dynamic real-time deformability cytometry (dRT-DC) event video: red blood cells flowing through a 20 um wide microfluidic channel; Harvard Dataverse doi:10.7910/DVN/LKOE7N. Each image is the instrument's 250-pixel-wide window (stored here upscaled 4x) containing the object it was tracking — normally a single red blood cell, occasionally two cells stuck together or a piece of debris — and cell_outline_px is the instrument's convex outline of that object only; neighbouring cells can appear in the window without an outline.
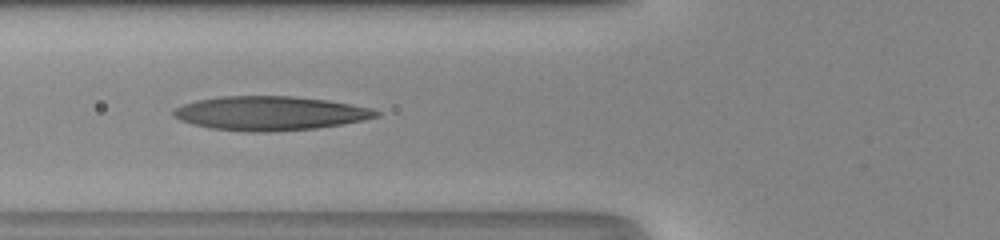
{"species": "human", "species_latin": "Homo sapiens", "temperature_condition": "room temperature", "stored_images_in_passage": 34, "camera_frame_rate_fps": 3000, "um_per_image_px": 0.085, "donor": {"sex": "male"}, "frame": {"image": 1, "passage_image": 6, "time_ms": 1.667, "image_size_px": [1000, 240], "cell_outline_px": [[380, 116], [364, 120], [316, 128], [268, 132], [248, 132], [212, 128], [192, 124], [176, 116], [172, 112], [176, 108], [184, 104], [200, 100], [220, 96], [292, 96], [328, 100], [372, 108], [380, 112]], "centroid_in_image_um": [23.01, 9.63], "position_along_channel_um": 102.8, "area_um2": 39.88}}
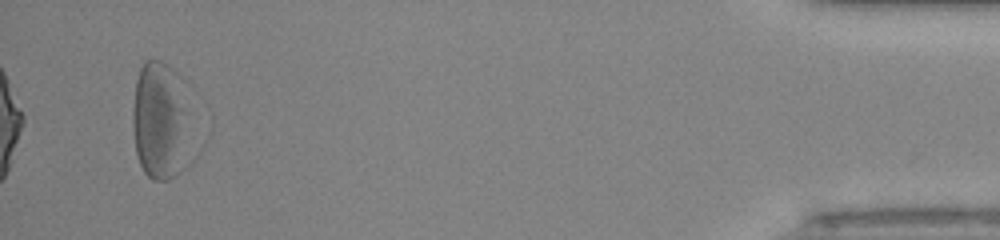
{"frame": {"image": 2, "passage_image": 34, "time_ms": 11.0, "image_size_px": [1000, 240], "cell_outline_px": [[192, 160], [176, 176], [168, 180], [152, 180], [144, 172], [140, 164], [136, 152], [132, 120], [132, 112], [136, 80], [140, 68], [144, 60], [160, 60], [168, 64], [176, 72], [188, 112]], "centroid_in_image_um": [13.65, 10.35], "position_along_channel_um": 421.5, "area_um2": 40.92}, "authors_computed_cell_mechanics": {"area_um2": 38.2347, "velocity_mm_per_s": 4.2387, "shape_relaxation_time_tau1_ms": 8.2132, "shape_relaxation_time_tau2_ms": 4.3196, "deformation_change_tau1": 0.2311, "deformation_change_tau2": 0.1783}}